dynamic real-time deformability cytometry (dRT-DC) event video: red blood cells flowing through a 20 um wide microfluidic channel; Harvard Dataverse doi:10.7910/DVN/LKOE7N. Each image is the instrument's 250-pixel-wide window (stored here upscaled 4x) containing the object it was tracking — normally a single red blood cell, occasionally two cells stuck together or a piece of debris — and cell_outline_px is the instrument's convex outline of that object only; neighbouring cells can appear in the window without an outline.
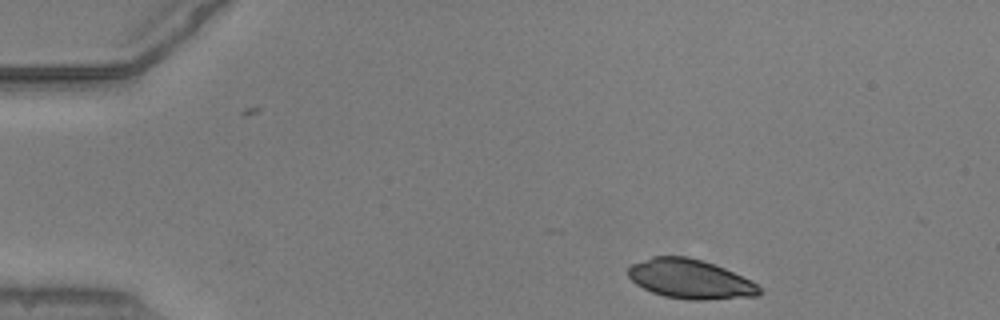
{"species": "common noctule bat (a hibernating species)", "species_latin": "Nyctalus noctula", "temperature_condition": "warm", "stored_images_in_passage": 9, "camera_frame_rate_fps": 3000, "um_per_image_px": 0.085, "animal": {"sex": "male", "body_mass_g": 20.5, "forearm_length_mm": 52.5}, "frame": {"image": 1, "passage_image": 1, "time_ms": 0.0, "image_size_px": [1000, 320], "cell_outline_px": [[764, 292], [760, 296], [704, 300], [688, 300], [664, 296], [652, 292], [636, 284], [628, 276], [628, 268], [632, 264], [652, 256], [688, 256], [724, 268], [756, 284]], "centroid_in_image_um": [58.66, 23.73], "position_along_channel_um": 26.3, "area_um2": 29.94}}